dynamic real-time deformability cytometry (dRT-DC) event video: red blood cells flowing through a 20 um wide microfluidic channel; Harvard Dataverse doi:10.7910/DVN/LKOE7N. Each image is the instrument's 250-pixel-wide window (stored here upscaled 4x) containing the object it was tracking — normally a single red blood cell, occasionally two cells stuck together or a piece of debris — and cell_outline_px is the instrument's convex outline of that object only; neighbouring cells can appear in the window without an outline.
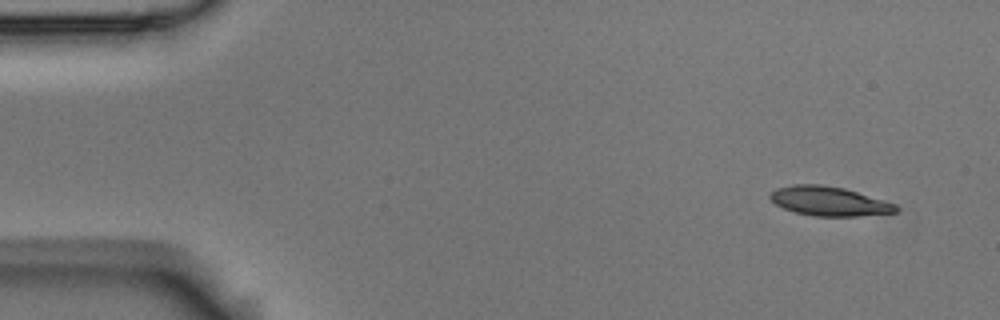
{"species": "Egyptian fruit bat (a non-hibernating species)", "species_latin": "Rousettus aegyptiacus", "temperature_condition": "room temperature", "stored_images_in_passage": 5, "camera_frame_rate_fps": 3000, "um_per_image_px": 0.085, "animal": {"sex": "male"}, "frame": {"image": 1, "passage_image": 1, "time_ms": 0.0, "image_size_px": [1000, 320], "cell_outline_px": [[900, 208], [896, 212], [860, 216], [812, 216], [796, 212], [784, 208], [776, 204], [768, 196], [776, 188], [792, 184], [820, 184], [844, 188], [896, 204]], "centroid_in_image_um": [70.47, 17.1], "position_along_channel_um": 14.5, "area_um2": 21.39}}
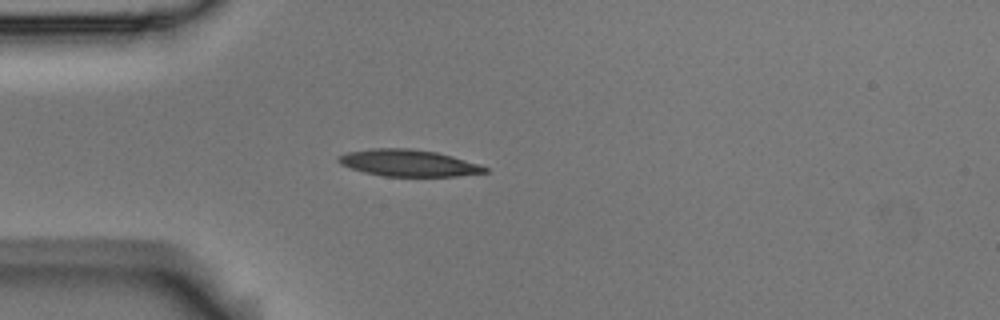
{"frame": {"image": 2, "passage_image": 4, "time_ms": 1.0, "image_size_px": [1000, 320], "cell_outline_px": [[488, 172], [456, 176], [384, 176], [364, 172], [340, 164], [336, 160], [336, 156], [348, 152], [372, 148], [408, 148], [436, 152], [452, 156], [480, 164], [488, 168]], "centroid_in_image_um": [34.7, 13.85], "position_along_channel_um": 50.3, "area_um2": 22.77}}